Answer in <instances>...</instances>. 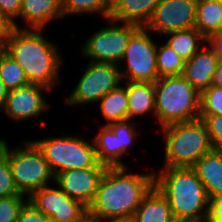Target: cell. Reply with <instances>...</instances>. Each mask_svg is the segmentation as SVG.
<instances>
[{
    "mask_svg": "<svg viewBox=\"0 0 222 222\" xmlns=\"http://www.w3.org/2000/svg\"><path fill=\"white\" fill-rule=\"evenodd\" d=\"M206 125L213 150L222 151V115L199 116Z\"/></svg>",
    "mask_w": 222,
    "mask_h": 222,
    "instance_id": "cell-31",
    "label": "cell"
},
{
    "mask_svg": "<svg viewBox=\"0 0 222 222\" xmlns=\"http://www.w3.org/2000/svg\"><path fill=\"white\" fill-rule=\"evenodd\" d=\"M164 132L165 165L192 167L213 148L205 123L201 118L162 127Z\"/></svg>",
    "mask_w": 222,
    "mask_h": 222,
    "instance_id": "cell-5",
    "label": "cell"
},
{
    "mask_svg": "<svg viewBox=\"0 0 222 222\" xmlns=\"http://www.w3.org/2000/svg\"><path fill=\"white\" fill-rule=\"evenodd\" d=\"M41 32L42 29L16 28L6 43V53L21 65L29 83L52 91L60 84L59 69L63 61L57 45Z\"/></svg>",
    "mask_w": 222,
    "mask_h": 222,
    "instance_id": "cell-2",
    "label": "cell"
},
{
    "mask_svg": "<svg viewBox=\"0 0 222 222\" xmlns=\"http://www.w3.org/2000/svg\"><path fill=\"white\" fill-rule=\"evenodd\" d=\"M8 93H9V89L0 80V108L4 104Z\"/></svg>",
    "mask_w": 222,
    "mask_h": 222,
    "instance_id": "cell-39",
    "label": "cell"
},
{
    "mask_svg": "<svg viewBox=\"0 0 222 222\" xmlns=\"http://www.w3.org/2000/svg\"><path fill=\"white\" fill-rule=\"evenodd\" d=\"M28 201L53 222H77L87 214V207L70 198L58 185L34 191Z\"/></svg>",
    "mask_w": 222,
    "mask_h": 222,
    "instance_id": "cell-12",
    "label": "cell"
},
{
    "mask_svg": "<svg viewBox=\"0 0 222 222\" xmlns=\"http://www.w3.org/2000/svg\"><path fill=\"white\" fill-rule=\"evenodd\" d=\"M201 49L185 62L183 72L184 78L200 93L211 86L219 61L210 46Z\"/></svg>",
    "mask_w": 222,
    "mask_h": 222,
    "instance_id": "cell-16",
    "label": "cell"
},
{
    "mask_svg": "<svg viewBox=\"0 0 222 222\" xmlns=\"http://www.w3.org/2000/svg\"><path fill=\"white\" fill-rule=\"evenodd\" d=\"M206 221L222 222V196L210 199L208 216Z\"/></svg>",
    "mask_w": 222,
    "mask_h": 222,
    "instance_id": "cell-35",
    "label": "cell"
},
{
    "mask_svg": "<svg viewBox=\"0 0 222 222\" xmlns=\"http://www.w3.org/2000/svg\"><path fill=\"white\" fill-rule=\"evenodd\" d=\"M14 195L23 194L14 182L8 157L0 150V198Z\"/></svg>",
    "mask_w": 222,
    "mask_h": 222,
    "instance_id": "cell-30",
    "label": "cell"
},
{
    "mask_svg": "<svg viewBox=\"0 0 222 222\" xmlns=\"http://www.w3.org/2000/svg\"><path fill=\"white\" fill-rule=\"evenodd\" d=\"M3 141H4V139H0V149H1Z\"/></svg>",
    "mask_w": 222,
    "mask_h": 222,
    "instance_id": "cell-42",
    "label": "cell"
},
{
    "mask_svg": "<svg viewBox=\"0 0 222 222\" xmlns=\"http://www.w3.org/2000/svg\"><path fill=\"white\" fill-rule=\"evenodd\" d=\"M16 28H20L18 24L0 10V41L6 44Z\"/></svg>",
    "mask_w": 222,
    "mask_h": 222,
    "instance_id": "cell-33",
    "label": "cell"
},
{
    "mask_svg": "<svg viewBox=\"0 0 222 222\" xmlns=\"http://www.w3.org/2000/svg\"><path fill=\"white\" fill-rule=\"evenodd\" d=\"M167 35H169V39L166 43L185 62L202 48V43H207V39L195 27L168 32Z\"/></svg>",
    "mask_w": 222,
    "mask_h": 222,
    "instance_id": "cell-23",
    "label": "cell"
},
{
    "mask_svg": "<svg viewBox=\"0 0 222 222\" xmlns=\"http://www.w3.org/2000/svg\"><path fill=\"white\" fill-rule=\"evenodd\" d=\"M203 182L209 199L222 196V151L212 150L192 166Z\"/></svg>",
    "mask_w": 222,
    "mask_h": 222,
    "instance_id": "cell-20",
    "label": "cell"
},
{
    "mask_svg": "<svg viewBox=\"0 0 222 222\" xmlns=\"http://www.w3.org/2000/svg\"><path fill=\"white\" fill-rule=\"evenodd\" d=\"M8 145L4 139L0 150L8 157L14 182L21 194L28 198L34 191L50 185L52 179L55 181L42 151L32 140L14 149Z\"/></svg>",
    "mask_w": 222,
    "mask_h": 222,
    "instance_id": "cell-7",
    "label": "cell"
},
{
    "mask_svg": "<svg viewBox=\"0 0 222 222\" xmlns=\"http://www.w3.org/2000/svg\"><path fill=\"white\" fill-rule=\"evenodd\" d=\"M160 0H113L110 20L145 26Z\"/></svg>",
    "mask_w": 222,
    "mask_h": 222,
    "instance_id": "cell-18",
    "label": "cell"
},
{
    "mask_svg": "<svg viewBox=\"0 0 222 222\" xmlns=\"http://www.w3.org/2000/svg\"><path fill=\"white\" fill-rule=\"evenodd\" d=\"M197 0H160L150 20L144 26L160 36L195 27Z\"/></svg>",
    "mask_w": 222,
    "mask_h": 222,
    "instance_id": "cell-13",
    "label": "cell"
},
{
    "mask_svg": "<svg viewBox=\"0 0 222 222\" xmlns=\"http://www.w3.org/2000/svg\"><path fill=\"white\" fill-rule=\"evenodd\" d=\"M109 25L95 31L83 43L81 52L93 62L114 63L122 62L124 51L130 37L141 27L134 23L113 21L108 19Z\"/></svg>",
    "mask_w": 222,
    "mask_h": 222,
    "instance_id": "cell-8",
    "label": "cell"
},
{
    "mask_svg": "<svg viewBox=\"0 0 222 222\" xmlns=\"http://www.w3.org/2000/svg\"><path fill=\"white\" fill-rule=\"evenodd\" d=\"M131 222H177L168 199L154 186L143 198Z\"/></svg>",
    "mask_w": 222,
    "mask_h": 222,
    "instance_id": "cell-19",
    "label": "cell"
},
{
    "mask_svg": "<svg viewBox=\"0 0 222 222\" xmlns=\"http://www.w3.org/2000/svg\"><path fill=\"white\" fill-rule=\"evenodd\" d=\"M0 80L9 90L29 84L21 65L6 52L0 58Z\"/></svg>",
    "mask_w": 222,
    "mask_h": 222,
    "instance_id": "cell-27",
    "label": "cell"
},
{
    "mask_svg": "<svg viewBox=\"0 0 222 222\" xmlns=\"http://www.w3.org/2000/svg\"><path fill=\"white\" fill-rule=\"evenodd\" d=\"M222 115V87L210 86L200 93V116Z\"/></svg>",
    "mask_w": 222,
    "mask_h": 222,
    "instance_id": "cell-28",
    "label": "cell"
},
{
    "mask_svg": "<svg viewBox=\"0 0 222 222\" xmlns=\"http://www.w3.org/2000/svg\"><path fill=\"white\" fill-rule=\"evenodd\" d=\"M25 195L0 198V222H17L21 209L28 202Z\"/></svg>",
    "mask_w": 222,
    "mask_h": 222,
    "instance_id": "cell-29",
    "label": "cell"
},
{
    "mask_svg": "<svg viewBox=\"0 0 222 222\" xmlns=\"http://www.w3.org/2000/svg\"><path fill=\"white\" fill-rule=\"evenodd\" d=\"M195 28L206 39L222 32V0H197Z\"/></svg>",
    "mask_w": 222,
    "mask_h": 222,
    "instance_id": "cell-22",
    "label": "cell"
},
{
    "mask_svg": "<svg viewBox=\"0 0 222 222\" xmlns=\"http://www.w3.org/2000/svg\"><path fill=\"white\" fill-rule=\"evenodd\" d=\"M22 0H0V10L14 22L20 18Z\"/></svg>",
    "mask_w": 222,
    "mask_h": 222,
    "instance_id": "cell-34",
    "label": "cell"
},
{
    "mask_svg": "<svg viewBox=\"0 0 222 222\" xmlns=\"http://www.w3.org/2000/svg\"><path fill=\"white\" fill-rule=\"evenodd\" d=\"M155 186L168 199L177 222L207 220L209 197L192 167H164L155 173Z\"/></svg>",
    "mask_w": 222,
    "mask_h": 222,
    "instance_id": "cell-3",
    "label": "cell"
},
{
    "mask_svg": "<svg viewBox=\"0 0 222 222\" xmlns=\"http://www.w3.org/2000/svg\"><path fill=\"white\" fill-rule=\"evenodd\" d=\"M211 85L222 87V60L218 61Z\"/></svg>",
    "mask_w": 222,
    "mask_h": 222,
    "instance_id": "cell-37",
    "label": "cell"
},
{
    "mask_svg": "<svg viewBox=\"0 0 222 222\" xmlns=\"http://www.w3.org/2000/svg\"><path fill=\"white\" fill-rule=\"evenodd\" d=\"M128 169L107 167L87 213L98 217L132 218L143 198L155 186V173L137 174Z\"/></svg>",
    "mask_w": 222,
    "mask_h": 222,
    "instance_id": "cell-1",
    "label": "cell"
},
{
    "mask_svg": "<svg viewBox=\"0 0 222 222\" xmlns=\"http://www.w3.org/2000/svg\"><path fill=\"white\" fill-rule=\"evenodd\" d=\"M128 96V119L134 120L153 112L155 116V87L152 82H123ZM137 116V117H136Z\"/></svg>",
    "mask_w": 222,
    "mask_h": 222,
    "instance_id": "cell-21",
    "label": "cell"
},
{
    "mask_svg": "<svg viewBox=\"0 0 222 222\" xmlns=\"http://www.w3.org/2000/svg\"><path fill=\"white\" fill-rule=\"evenodd\" d=\"M63 18L76 14H101L109 19L112 10L111 0H62Z\"/></svg>",
    "mask_w": 222,
    "mask_h": 222,
    "instance_id": "cell-25",
    "label": "cell"
},
{
    "mask_svg": "<svg viewBox=\"0 0 222 222\" xmlns=\"http://www.w3.org/2000/svg\"><path fill=\"white\" fill-rule=\"evenodd\" d=\"M6 52V44L3 41H0V58Z\"/></svg>",
    "mask_w": 222,
    "mask_h": 222,
    "instance_id": "cell-41",
    "label": "cell"
},
{
    "mask_svg": "<svg viewBox=\"0 0 222 222\" xmlns=\"http://www.w3.org/2000/svg\"><path fill=\"white\" fill-rule=\"evenodd\" d=\"M77 222H92V216L89 213H87L83 218H81Z\"/></svg>",
    "mask_w": 222,
    "mask_h": 222,
    "instance_id": "cell-40",
    "label": "cell"
},
{
    "mask_svg": "<svg viewBox=\"0 0 222 222\" xmlns=\"http://www.w3.org/2000/svg\"><path fill=\"white\" fill-rule=\"evenodd\" d=\"M44 90L51 91L45 86L31 83L9 90L0 109L3 110L6 116L15 120L14 122L35 118L50 108L44 96H42Z\"/></svg>",
    "mask_w": 222,
    "mask_h": 222,
    "instance_id": "cell-14",
    "label": "cell"
},
{
    "mask_svg": "<svg viewBox=\"0 0 222 222\" xmlns=\"http://www.w3.org/2000/svg\"><path fill=\"white\" fill-rule=\"evenodd\" d=\"M121 81L119 65L89 61L75 89L65 99L64 104L78 106L98 102L105 94L119 87Z\"/></svg>",
    "mask_w": 222,
    "mask_h": 222,
    "instance_id": "cell-10",
    "label": "cell"
},
{
    "mask_svg": "<svg viewBox=\"0 0 222 222\" xmlns=\"http://www.w3.org/2000/svg\"><path fill=\"white\" fill-rule=\"evenodd\" d=\"M92 222H131V219L92 216Z\"/></svg>",
    "mask_w": 222,
    "mask_h": 222,
    "instance_id": "cell-38",
    "label": "cell"
},
{
    "mask_svg": "<svg viewBox=\"0 0 222 222\" xmlns=\"http://www.w3.org/2000/svg\"><path fill=\"white\" fill-rule=\"evenodd\" d=\"M100 113L105 118L106 123L128 120V96L126 88L119 86L105 94L99 101Z\"/></svg>",
    "mask_w": 222,
    "mask_h": 222,
    "instance_id": "cell-24",
    "label": "cell"
},
{
    "mask_svg": "<svg viewBox=\"0 0 222 222\" xmlns=\"http://www.w3.org/2000/svg\"><path fill=\"white\" fill-rule=\"evenodd\" d=\"M107 167L66 170L55 176L58 185L70 198L80 201L87 208L94 200L100 180Z\"/></svg>",
    "mask_w": 222,
    "mask_h": 222,
    "instance_id": "cell-15",
    "label": "cell"
},
{
    "mask_svg": "<svg viewBox=\"0 0 222 222\" xmlns=\"http://www.w3.org/2000/svg\"><path fill=\"white\" fill-rule=\"evenodd\" d=\"M42 151L54 176L66 170L107 167L99 163L93 139L80 135L46 137L33 140Z\"/></svg>",
    "mask_w": 222,
    "mask_h": 222,
    "instance_id": "cell-6",
    "label": "cell"
},
{
    "mask_svg": "<svg viewBox=\"0 0 222 222\" xmlns=\"http://www.w3.org/2000/svg\"><path fill=\"white\" fill-rule=\"evenodd\" d=\"M17 222H53L41 211L37 210L29 201L21 209Z\"/></svg>",
    "mask_w": 222,
    "mask_h": 222,
    "instance_id": "cell-32",
    "label": "cell"
},
{
    "mask_svg": "<svg viewBox=\"0 0 222 222\" xmlns=\"http://www.w3.org/2000/svg\"><path fill=\"white\" fill-rule=\"evenodd\" d=\"M149 32L141 26L130 37L122 57L123 62L119 64L122 81L125 79L132 82L154 83L159 78L156 65L157 42ZM124 62H127V70L121 68Z\"/></svg>",
    "mask_w": 222,
    "mask_h": 222,
    "instance_id": "cell-9",
    "label": "cell"
},
{
    "mask_svg": "<svg viewBox=\"0 0 222 222\" xmlns=\"http://www.w3.org/2000/svg\"><path fill=\"white\" fill-rule=\"evenodd\" d=\"M134 120H123L104 125L93 139L99 163L107 167H128L120 159L138 135Z\"/></svg>",
    "mask_w": 222,
    "mask_h": 222,
    "instance_id": "cell-11",
    "label": "cell"
},
{
    "mask_svg": "<svg viewBox=\"0 0 222 222\" xmlns=\"http://www.w3.org/2000/svg\"><path fill=\"white\" fill-rule=\"evenodd\" d=\"M156 65L159 77L183 75L185 61L167 44H157Z\"/></svg>",
    "mask_w": 222,
    "mask_h": 222,
    "instance_id": "cell-26",
    "label": "cell"
},
{
    "mask_svg": "<svg viewBox=\"0 0 222 222\" xmlns=\"http://www.w3.org/2000/svg\"><path fill=\"white\" fill-rule=\"evenodd\" d=\"M208 45L214 50L218 60H222V32L211 35L207 39L206 46Z\"/></svg>",
    "mask_w": 222,
    "mask_h": 222,
    "instance_id": "cell-36",
    "label": "cell"
},
{
    "mask_svg": "<svg viewBox=\"0 0 222 222\" xmlns=\"http://www.w3.org/2000/svg\"><path fill=\"white\" fill-rule=\"evenodd\" d=\"M155 116L161 128L200 116V92L183 75L159 77L154 82Z\"/></svg>",
    "mask_w": 222,
    "mask_h": 222,
    "instance_id": "cell-4",
    "label": "cell"
},
{
    "mask_svg": "<svg viewBox=\"0 0 222 222\" xmlns=\"http://www.w3.org/2000/svg\"><path fill=\"white\" fill-rule=\"evenodd\" d=\"M20 17L27 24L21 29H44L63 18L62 0H22Z\"/></svg>",
    "mask_w": 222,
    "mask_h": 222,
    "instance_id": "cell-17",
    "label": "cell"
}]
</instances>
